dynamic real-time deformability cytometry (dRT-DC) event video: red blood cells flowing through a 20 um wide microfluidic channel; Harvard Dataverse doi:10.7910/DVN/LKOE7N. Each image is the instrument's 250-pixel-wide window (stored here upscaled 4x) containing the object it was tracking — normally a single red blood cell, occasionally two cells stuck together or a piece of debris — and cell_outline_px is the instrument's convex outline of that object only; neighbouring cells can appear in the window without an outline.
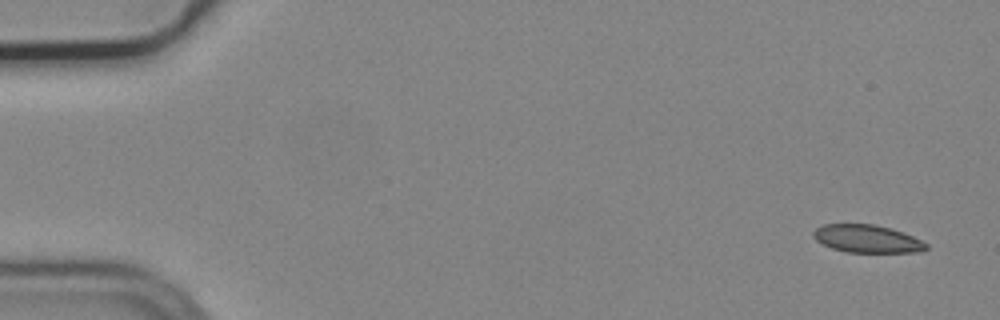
{"species": "common noctule bat (a hibernating species)", "species_latin": "Nyctalus noctula", "temperature_condition": "cold", "stored_images_in_passage": 6, "camera_frame_rate_fps": 3000, "um_per_image_px": 0.085, "animal": {"sex": "male", "body_mass_g": 19.2, "forearm_length_mm": 51.8}, "frame": {"image": 1, "passage_image": 1, "time_ms": 0.0, "image_size_px": [1000, 320], "cell_outline_px": [[928, 248], [916, 252], [848, 252], [832, 248], [816, 240], [812, 236], [812, 232], [816, 228], [824, 224], [872, 224], [892, 228], [904, 232], [928, 244]], "centroid_in_image_um": [73.69, 20.28], "position_along_channel_um": 11.3, "area_um2": 18.21}}
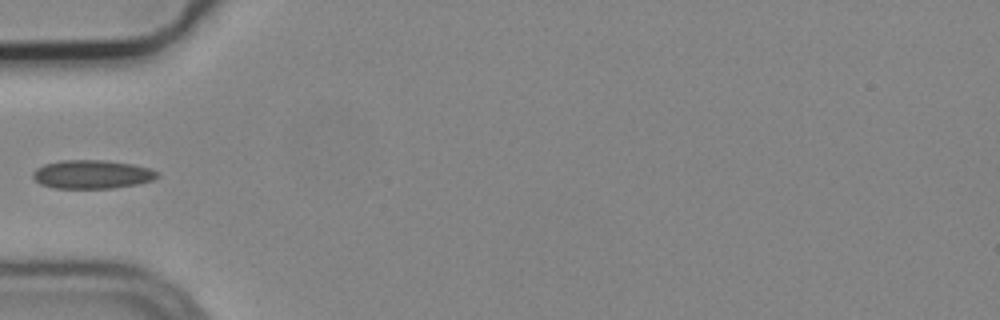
{"frame": {"image": 2, "passage_image": 5, "time_ms": 1.333, "image_size_px": [1000, 320], "cell_outline_px": [[160, 176], [152, 180], [136, 184], [112, 188], [52, 188], [40, 184], [32, 176], [32, 172], [36, 168], [44, 164], [60, 160], [108, 160], [132, 164], [148, 168], [156, 172]], "centroid_in_image_um": [7.78, 14.81], "position_along_channel_um": 77.2, "area_um2": 20.75}}
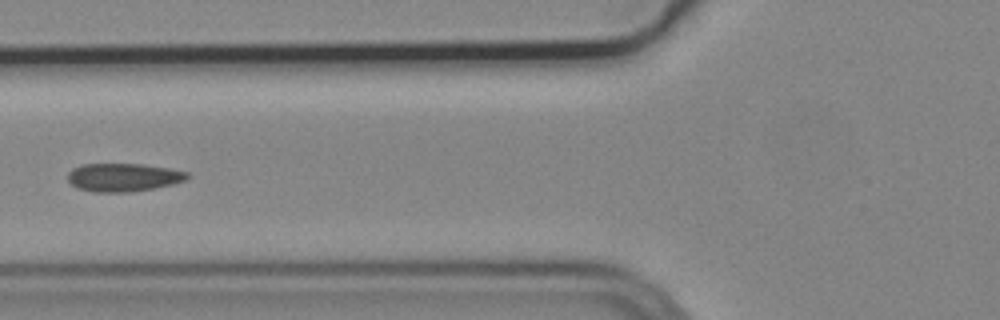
{"frame": {"image": 3, "passage_image": 6, "time_ms": 1.667, "image_size_px": [1000, 320], "cell_outline_px": [[188, 176], [184, 180], [172, 184], [152, 188], [128, 192], [92, 192], [76, 188], [68, 180], [68, 172], [72, 168], [80, 164], [144, 164], [168, 168], [188, 172]], "centroid_in_image_um": [10.42, 15.07], "position_along_channel_um": 115.4, "area_um2": 19.59}}